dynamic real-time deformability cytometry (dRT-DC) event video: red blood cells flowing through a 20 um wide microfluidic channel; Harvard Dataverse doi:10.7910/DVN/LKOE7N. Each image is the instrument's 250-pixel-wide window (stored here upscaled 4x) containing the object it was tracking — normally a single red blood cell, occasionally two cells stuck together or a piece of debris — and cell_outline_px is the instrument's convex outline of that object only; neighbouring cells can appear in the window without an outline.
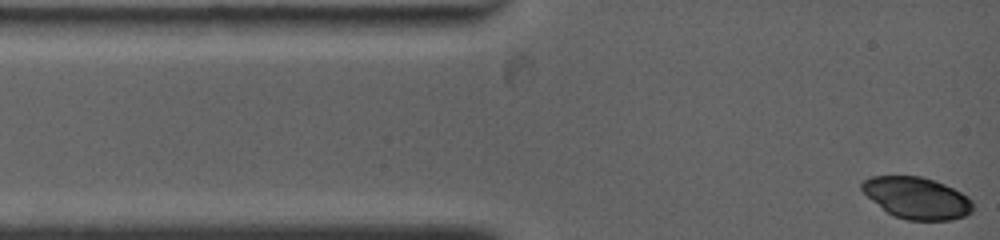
{"species": "common noctule bat (a hibernating species)", "species_latin": "Nyctalus noctula", "temperature_condition": "warm", "stored_images_in_passage": 2, "camera_frame_rate_fps": 4500, "um_per_image_px": 0.085, "animal": {"sex": "female", "body_mass_g": 19.0, "forearm_length_mm": 53.3}, "frame": {"image": 1, "passage_image": 2, "time_ms": 0.444, "image_size_px": [1000, 240], "cell_outline_px": [[972, 212], [964, 216], [952, 220], [908, 220], [896, 216], [888, 212], [872, 200], [860, 188], [860, 184], [864, 180], [872, 176], [920, 176], [936, 180], [968, 196], [972, 200]], "centroid_in_image_um": [77.95, 16.82], "position_along_channel_um": 7.1, "area_um2": 26.76}}